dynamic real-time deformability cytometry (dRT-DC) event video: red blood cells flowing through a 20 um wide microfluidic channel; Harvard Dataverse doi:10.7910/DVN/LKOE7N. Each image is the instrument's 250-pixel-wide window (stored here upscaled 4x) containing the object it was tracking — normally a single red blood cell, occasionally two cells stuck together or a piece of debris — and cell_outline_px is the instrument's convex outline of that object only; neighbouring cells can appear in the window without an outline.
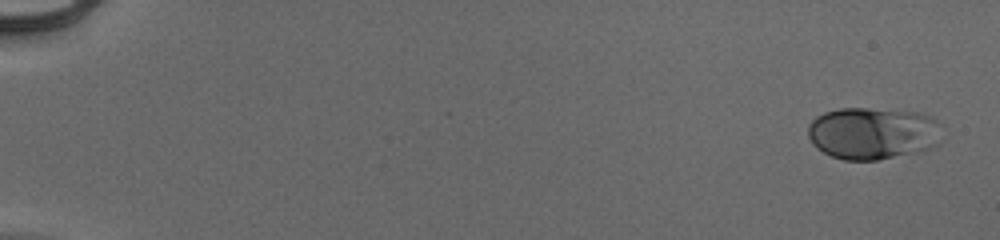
{"species": "human", "species_latin": "Homo sapiens", "temperature_condition": "cold", "stored_images_in_passage": 53, "camera_frame_rate_fps": 3000, "um_per_image_px": 0.085, "donor": {"sex": "male"}, "frame": {"image": 1, "passage_image": 1, "time_ms": 0.0, "image_size_px": [1000, 240], "cell_outline_px": [[940, 124], [936, 144], [920, 152], [876, 160], [844, 160], [832, 156], [824, 152], [812, 144], [808, 136], [808, 124], [816, 116], [824, 112], [840, 108], [868, 108], [916, 112], [928, 116], [936, 120]], "centroid_in_image_um": [74.13, 11.32], "position_along_channel_um": 10.9, "area_um2": 40.58}}
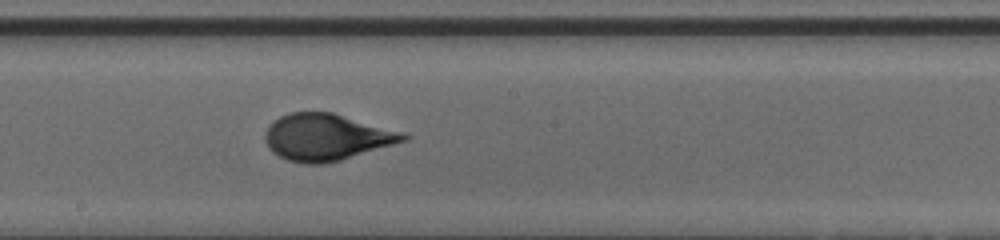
{"frame": {"image": 2, "passage_image": 31, "time_ms": 10.0, "image_size_px": [1000, 240], "cell_outline_px": [[412, 136], [408, 140], [340, 160], [320, 164], [304, 164], [288, 160], [272, 152], [268, 148], [264, 140], [264, 136], [272, 120], [288, 112], [332, 112], [400, 132]], "centroid_in_image_um": [27.7, 11.66], "position_along_channel_um": 220.5, "area_um2": 37.34}}
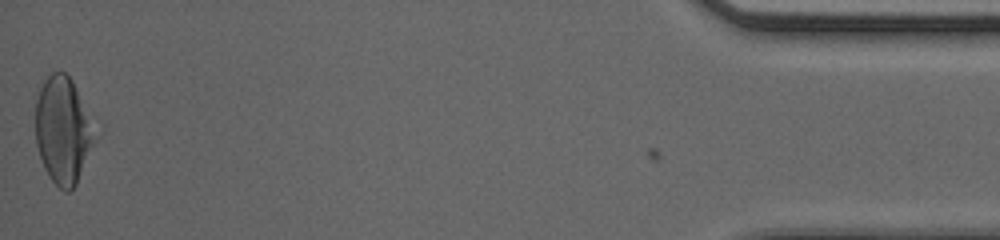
{"frame": {"image": 3, "passage_image": 53, "time_ms": 17.333, "image_size_px": [1000, 240], "cell_outline_px": [[92, 144], [76, 184], [68, 192], [64, 192], [48, 176], [44, 168], [36, 144], [36, 100], [40, 88], [44, 80], [52, 72], [64, 72], [72, 80], [76, 92]], "centroid_in_image_um": [5.21, 11.12], "position_along_channel_um": 430.0, "area_um2": 34.33}, "authors_computed_cell_mechanics": {"area_um2": 36.414, "velocity_mm_per_s": 3.95, "shape_relaxation_time_tau1_ms": 4.0438, "shape_relaxation_time_tau2_ms": null, "deformation_change_tau1": 0.1905, "deformation_change_tau2": null}}